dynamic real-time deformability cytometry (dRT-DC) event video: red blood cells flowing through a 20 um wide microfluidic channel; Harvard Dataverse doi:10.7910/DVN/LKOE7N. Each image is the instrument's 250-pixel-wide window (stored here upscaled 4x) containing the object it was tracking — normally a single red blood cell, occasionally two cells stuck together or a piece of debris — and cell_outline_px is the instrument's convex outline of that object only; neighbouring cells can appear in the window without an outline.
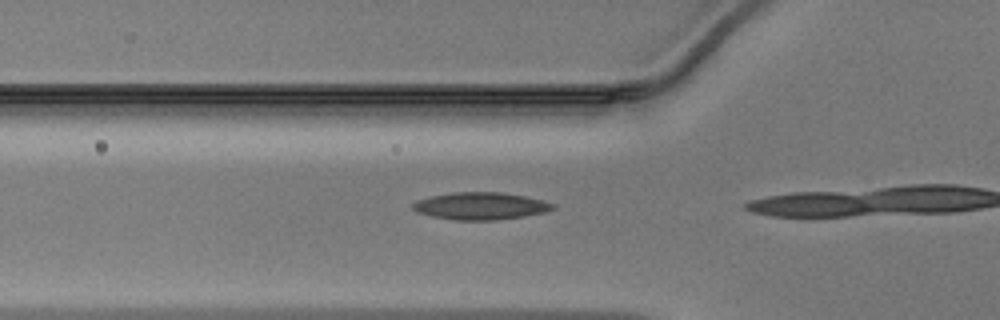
{"species": "Egyptian fruit bat (a non-hibernating species)", "species_latin": "Rousettus aegyptiacus", "temperature_condition": "warm", "stored_images_in_passage": 4, "camera_frame_rate_fps": 3000, "um_per_image_px": 0.085, "animal": {"sex": "male"}, "frame": {"image": 1, "passage_image": 2, "time_ms": 0.333, "image_size_px": [1000, 320], "cell_outline_px": [[556, 208], [544, 212], [524, 216], [496, 220], [452, 220], [432, 216], [416, 212], [412, 208], [412, 204], [416, 200], [428, 196], [452, 192], [500, 192], [524, 196], [544, 200], [556, 204]], "centroid_in_image_um": [40.83, 17.5], "position_along_channel_um": 85.0, "area_um2": 22.48}}